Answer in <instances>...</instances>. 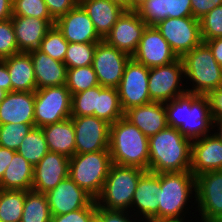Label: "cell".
<instances>
[{
  "instance_id": "1",
  "label": "cell",
  "mask_w": 222,
  "mask_h": 222,
  "mask_svg": "<svg viewBox=\"0 0 222 222\" xmlns=\"http://www.w3.org/2000/svg\"><path fill=\"white\" fill-rule=\"evenodd\" d=\"M167 123L186 138L195 140L212 134L213 119L206 95L186 92L165 103Z\"/></svg>"
},
{
  "instance_id": "2",
  "label": "cell",
  "mask_w": 222,
  "mask_h": 222,
  "mask_svg": "<svg viewBox=\"0 0 222 222\" xmlns=\"http://www.w3.org/2000/svg\"><path fill=\"white\" fill-rule=\"evenodd\" d=\"M149 170L153 173L190 171L192 140L167 127L149 137Z\"/></svg>"
},
{
  "instance_id": "3",
  "label": "cell",
  "mask_w": 222,
  "mask_h": 222,
  "mask_svg": "<svg viewBox=\"0 0 222 222\" xmlns=\"http://www.w3.org/2000/svg\"><path fill=\"white\" fill-rule=\"evenodd\" d=\"M192 197L196 198V181L190 171L160 173L158 218L169 222H186V213H190V217L196 213L189 212V209L196 208V199L190 201ZM191 202L192 208L188 204Z\"/></svg>"
},
{
  "instance_id": "4",
  "label": "cell",
  "mask_w": 222,
  "mask_h": 222,
  "mask_svg": "<svg viewBox=\"0 0 222 222\" xmlns=\"http://www.w3.org/2000/svg\"><path fill=\"white\" fill-rule=\"evenodd\" d=\"M149 138L124 116L110 124L109 151L112 163L149 170Z\"/></svg>"
},
{
  "instance_id": "5",
  "label": "cell",
  "mask_w": 222,
  "mask_h": 222,
  "mask_svg": "<svg viewBox=\"0 0 222 222\" xmlns=\"http://www.w3.org/2000/svg\"><path fill=\"white\" fill-rule=\"evenodd\" d=\"M181 59L184 65L185 84L192 82L189 85L190 88L186 87L188 93L207 95L222 85V66L217 63L210 48L204 42L194 47Z\"/></svg>"
},
{
  "instance_id": "6",
  "label": "cell",
  "mask_w": 222,
  "mask_h": 222,
  "mask_svg": "<svg viewBox=\"0 0 222 222\" xmlns=\"http://www.w3.org/2000/svg\"><path fill=\"white\" fill-rule=\"evenodd\" d=\"M144 169L112 163L102 192L95 199L99 207L129 211L140 176Z\"/></svg>"
},
{
  "instance_id": "7",
  "label": "cell",
  "mask_w": 222,
  "mask_h": 222,
  "mask_svg": "<svg viewBox=\"0 0 222 222\" xmlns=\"http://www.w3.org/2000/svg\"><path fill=\"white\" fill-rule=\"evenodd\" d=\"M111 165L109 150L74 154L69 158L68 176L96 199L102 192Z\"/></svg>"
},
{
  "instance_id": "8",
  "label": "cell",
  "mask_w": 222,
  "mask_h": 222,
  "mask_svg": "<svg viewBox=\"0 0 222 222\" xmlns=\"http://www.w3.org/2000/svg\"><path fill=\"white\" fill-rule=\"evenodd\" d=\"M72 96L66 85L35 91V127H45L71 117Z\"/></svg>"
},
{
  "instance_id": "9",
  "label": "cell",
  "mask_w": 222,
  "mask_h": 222,
  "mask_svg": "<svg viewBox=\"0 0 222 222\" xmlns=\"http://www.w3.org/2000/svg\"><path fill=\"white\" fill-rule=\"evenodd\" d=\"M184 81V65L181 58L167 65L150 68L148 77L150 100L166 103L185 94L188 86Z\"/></svg>"
},
{
  "instance_id": "10",
  "label": "cell",
  "mask_w": 222,
  "mask_h": 222,
  "mask_svg": "<svg viewBox=\"0 0 222 222\" xmlns=\"http://www.w3.org/2000/svg\"><path fill=\"white\" fill-rule=\"evenodd\" d=\"M178 58H182L203 41L200 22L193 17L166 18L155 25Z\"/></svg>"
},
{
  "instance_id": "11",
  "label": "cell",
  "mask_w": 222,
  "mask_h": 222,
  "mask_svg": "<svg viewBox=\"0 0 222 222\" xmlns=\"http://www.w3.org/2000/svg\"><path fill=\"white\" fill-rule=\"evenodd\" d=\"M196 209L200 221L222 222V170L202 173L195 177Z\"/></svg>"
},
{
  "instance_id": "12",
  "label": "cell",
  "mask_w": 222,
  "mask_h": 222,
  "mask_svg": "<svg viewBox=\"0 0 222 222\" xmlns=\"http://www.w3.org/2000/svg\"><path fill=\"white\" fill-rule=\"evenodd\" d=\"M149 68L135 61L132 57L126 63L122 79L117 87L123 111L129 108L148 104Z\"/></svg>"
},
{
  "instance_id": "13",
  "label": "cell",
  "mask_w": 222,
  "mask_h": 222,
  "mask_svg": "<svg viewBox=\"0 0 222 222\" xmlns=\"http://www.w3.org/2000/svg\"><path fill=\"white\" fill-rule=\"evenodd\" d=\"M75 154L109 150L110 124L96 116H71Z\"/></svg>"
},
{
  "instance_id": "14",
  "label": "cell",
  "mask_w": 222,
  "mask_h": 222,
  "mask_svg": "<svg viewBox=\"0 0 222 222\" xmlns=\"http://www.w3.org/2000/svg\"><path fill=\"white\" fill-rule=\"evenodd\" d=\"M130 58L129 54L109 45L105 40L98 42L92 66L99 85L117 88Z\"/></svg>"
},
{
  "instance_id": "15",
  "label": "cell",
  "mask_w": 222,
  "mask_h": 222,
  "mask_svg": "<svg viewBox=\"0 0 222 222\" xmlns=\"http://www.w3.org/2000/svg\"><path fill=\"white\" fill-rule=\"evenodd\" d=\"M147 26L137 11L125 10L104 40L132 57Z\"/></svg>"
},
{
  "instance_id": "16",
  "label": "cell",
  "mask_w": 222,
  "mask_h": 222,
  "mask_svg": "<svg viewBox=\"0 0 222 222\" xmlns=\"http://www.w3.org/2000/svg\"><path fill=\"white\" fill-rule=\"evenodd\" d=\"M132 58L149 69L170 64L178 59L155 26L146 27Z\"/></svg>"
},
{
  "instance_id": "17",
  "label": "cell",
  "mask_w": 222,
  "mask_h": 222,
  "mask_svg": "<svg viewBox=\"0 0 222 222\" xmlns=\"http://www.w3.org/2000/svg\"><path fill=\"white\" fill-rule=\"evenodd\" d=\"M51 216H58L88 207L95 199L69 176L45 193Z\"/></svg>"
},
{
  "instance_id": "18",
  "label": "cell",
  "mask_w": 222,
  "mask_h": 222,
  "mask_svg": "<svg viewBox=\"0 0 222 222\" xmlns=\"http://www.w3.org/2000/svg\"><path fill=\"white\" fill-rule=\"evenodd\" d=\"M54 25L69 43H98L103 40L80 4L56 19Z\"/></svg>"
},
{
  "instance_id": "19",
  "label": "cell",
  "mask_w": 222,
  "mask_h": 222,
  "mask_svg": "<svg viewBox=\"0 0 222 222\" xmlns=\"http://www.w3.org/2000/svg\"><path fill=\"white\" fill-rule=\"evenodd\" d=\"M69 158L49 151L34 167L32 190L47 193L68 177Z\"/></svg>"
},
{
  "instance_id": "20",
  "label": "cell",
  "mask_w": 222,
  "mask_h": 222,
  "mask_svg": "<svg viewBox=\"0 0 222 222\" xmlns=\"http://www.w3.org/2000/svg\"><path fill=\"white\" fill-rule=\"evenodd\" d=\"M159 188L160 173L145 171L139 178L129 211L140 220L158 218Z\"/></svg>"
},
{
  "instance_id": "21",
  "label": "cell",
  "mask_w": 222,
  "mask_h": 222,
  "mask_svg": "<svg viewBox=\"0 0 222 222\" xmlns=\"http://www.w3.org/2000/svg\"><path fill=\"white\" fill-rule=\"evenodd\" d=\"M222 170V142L212 133L192 140L190 172L202 173Z\"/></svg>"
},
{
  "instance_id": "22",
  "label": "cell",
  "mask_w": 222,
  "mask_h": 222,
  "mask_svg": "<svg viewBox=\"0 0 222 222\" xmlns=\"http://www.w3.org/2000/svg\"><path fill=\"white\" fill-rule=\"evenodd\" d=\"M13 29L19 52L38 49L47 31L55 24L54 19L12 16Z\"/></svg>"
},
{
  "instance_id": "23",
  "label": "cell",
  "mask_w": 222,
  "mask_h": 222,
  "mask_svg": "<svg viewBox=\"0 0 222 222\" xmlns=\"http://www.w3.org/2000/svg\"><path fill=\"white\" fill-rule=\"evenodd\" d=\"M124 117L137 126L148 138L168 127L165 103L150 102L129 108Z\"/></svg>"
},
{
  "instance_id": "24",
  "label": "cell",
  "mask_w": 222,
  "mask_h": 222,
  "mask_svg": "<svg viewBox=\"0 0 222 222\" xmlns=\"http://www.w3.org/2000/svg\"><path fill=\"white\" fill-rule=\"evenodd\" d=\"M35 92H8L0 103V125L35 123Z\"/></svg>"
},
{
  "instance_id": "25",
  "label": "cell",
  "mask_w": 222,
  "mask_h": 222,
  "mask_svg": "<svg viewBox=\"0 0 222 222\" xmlns=\"http://www.w3.org/2000/svg\"><path fill=\"white\" fill-rule=\"evenodd\" d=\"M136 11L148 26L166 18L192 17L191 0H147Z\"/></svg>"
},
{
  "instance_id": "26",
  "label": "cell",
  "mask_w": 222,
  "mask_h": 222,
  "mask_svg": "<svg viewBox=\"0 0 222 222\" xmlns=\"http://www.w3.org/2000/svg\"><path fill=\"white\" fill-rule=\"evenodd\" d=\"M33 62L37 89L66 84L67 67L38 49L29 51Z\"/></svg>"
},
{
  "instance_id": "27",
  "label": "cell",
  "mask_w": 222,
  "mask_h": 222,
  "mask_svg": "<svg viewBox=\"0 0 222 222\" xmlns=\"http://www.w3.org/2000/svg\"><path fill=\"white\" fill-rule=\"evenodd\" d=\"M92 20L96 32L104 40L125 9L110 0H79Z\"/></svg>"
},
{
  "instance_id": "28",
  "label": "cell",
  "mask_w": 222,
  "mask_h": 222,
  "mask_svg": "<svg viewBox=\"0 0 222 222\" xmlns=\"http://www.w3.org/2000/svg\"><path fill=\"white\" fill-rule=\"evenodd\" d=\"M3 60L10 75L12 91L35 92L37 90L33 62L29 52H19Z\"/></svg>"
},
{
  "instance_id": "29",
  "label": "cell",
  "mask_w": 222,
  "mask_h": 222,
  "mask_svg": "<svg viewBox=\"0 0 222 222\" xmlns=\"http://www.w3.org/2000/svg\"><path fill=\"white\" fill-rule=\"evenodd\" d=\"M49 151L71 158L75 154V131L71 117L42 127Z\"/></svg>"
},
{
  "instance_id": "30",
  "label": "cell",
  "mask_w": 222,
  "mask_h": 222,
  "mask_svg": "<svg viewBox=\"0 0 222 222\" xmlns=\"http://www.w3.org/2000/svg\"><path fill=\"white\" fill-rule=\"evenodd\" d=\"M33 172L34 167L16 152L0 180V189L32 190Z\"/></svg>"
},
{
  "instance_id": "31",
  "label": "cell",
  "mask_w": 222,
  "mask_h": 222,
  "mask_svg": "<svg viewBox=\"0 0 222 222\" xmlns=\"http://www.w3.org/2000/svg\"><path fill=\"white\" fill-rule=\"evenodd\" d=\"M94 116L109 124L124 116L117 88L98 85V111H94Z\"/></svg>"
},
{
  "instance_id": "32",
  "label": "cell",
  "mask_w": 222,
  "mask_h": 222,
  "mask_svg": "<svg viewBox=\"0 0 222 222\" xmlns=\"http://www.w3.org/2000/svg\"><path fill=\"white\" fill-rule=\"evenodd\" d=\"M33 167L49 152L45 135L40 127H33L22 140L17 151Z\"/></svg>"
},
{
  "instance_id": "33",
  "label": "cell",
  "mask_w": 222,
  "mask_h": 222,
  "mask_svg": "<svg viewBox=\"0 0 222 222\" xmlns=\"http://www.w3.org/2000/svg\"><path fill=\"white\" fill-rule=\"evenodd\" d=\"M51 217L46 195L33 190L26 191L20 222H50Z\"/></svg>"
},
{
  "instance_id": "34",
  "label": "cell",
  "mask_w": 222,
  "mask_h": 222,
  "mask_svg": "<svg viewBox=\"0 0 222 222\" xmlns=\"http://www.w3.org/2000/svg\"><path fill=\"white\" fill-rule=\"evenodd\" d=\"M26 191L0 189V222H20Z\"/></svg>"
},
{
  "instance_id": "35",
  "label": "cell",
  "mask_w": 222,
  "mask_h": 222,
  "mask_svg": "<svg viewBox=\"0 0 222 222\" xmlns=\"http://www.w3.org/2000/svg\"><path fill=\"white\" fill-rule=\"evenodd\" d=\"M66 87L71 96L81 91L96 87L99 85L96 73L92 65L67 68Z\"/></svg>"
},
{
  "instance_id": "36",
  "label": "cell",
  "mask_w": 222,
  "mask_h": 222,
  "mask_svg": "<svg viewBox=\"0 0 222 222\" xmlns=\"http://www.w3.org/2000/svg\"><path fill=\"white\" fill-rule=\"evenodd\" d=\"M97 43H69L64 58L67 68L92 65Z\"/></svg>"
},
{
  "instance_id": "37",
  "label": "cell",
  "mask_w": 222,
  "mask_h": 222,
  "mask_svg": "<svg viewBox=\"0 0 222 222\" xmlns=\"http://www.w3.org/2000/svg\"><path fill=\"white\" fill-rule=\"evenodd\" d=\"M69 42L64 38L58 28L53 25L41 41L38 50L51 58L64 63Z\"/></svg>"
},
{
  "instance_id": "38",
  "label": "cell",
  "mask_w": 222,
  "mask_h": 222,
  "mask_svg": "<svg viewBox=\"0 0 222 222\" xmlns=\"http://www.w3.org/2000/svg\"><path fill=\"white\" fill-rule=\"evenodd\" d=\"M35 123H7L0 125V147L17 151L19 145Z\"/></svg>"
},
{
  "instance_id": "39",
  "label": "cell",
  "mask_w": 222,
  "mask_h": 222,
  "mask_svg": "<svg viewBox=\"0 0 222 222\" xmlns=\"http://www.w3.org/2000/svg\"><path fill=\"white\" fill-rule=\"evenodd\" d=\"M98 111V86L72 95L71 116H94Z\"/></svg>"
},
{
  "instance_id": "40",
  "label": "cell",
  "mask_w": 222,
  "mask_h": 222,
  "mask_svg": "<svg viewBox=\"0 0 222 222\" xmlns=\"http://www.w3.org/2000/svg\"><path fill=\"white\" fill-rule=\"evenodd\" d=\"M200 22L202 41H208L222 37V5L214 8L204 15Z\"/></svg>"
},
{
  "instance_id": "41",
  "label": "cell",
  "mask_w": 222,
  "mask_h": 222,
  "mask_svg": "<svg viewBox=\"0 0 222 222\" xmlns=\"http://www.w3.org/2000/svg\"><path fill=\"white\" fill-rule=\"evenodd\" d=\"M12 16H26L39 19H53L44 0H14Z\"/></svg>"
},
{
  "instance_id": "42",
  "label": "cell",
  "mask_w": 222,
  "mask_h": 222,
  "mask_svg": "<svg viewBox=\"0 0 222 222\" xmlns=\"http://www.w3.org/2000/svg\"><path fill=\"white\" fill-rule=\"evenodd\" d=\"M19 53L11 18L0 21V60Z\"/></svg>"
},
{
  "instance_id": "43",
  "label": "cell",
  "mask_w": 222,
  "mask_h": 222,
  "mask_svg": "<svg viewBox=\"0 0 222 222\" xmlns=\"http://www.w3.org/2000/svg\"><path fill=\"white\" fill-rule=\"evenodd\" d=\"M50 222H96V200L86 208L52 216Z\"/></svg>"
},
{
  "instance_id": "44",
  "label": "cell",
  "mask_w": 222,
  "mask_h": 222,
  "mask_svg": "<svg viewBox=\"0 0 222 222\" xmlns=\"http://www.w3.org/2000/svg\"><path fill=\"white\" fill-rule=\"evenodd\" d=\"M97 222H140V219L132 215L130 211L109 210L99 207L96 203Z\"/></svg>"
},
{
  "instance_id": "45",
  "label": "cell",
  "mask_w": 222,
  "mask_h": 222,
  "mask_svg": "<svg viewBox=\"0 0 222 222\" xmlns=\"http://www.w3.org/2000/svg\"><path fill=\"white\" fill-rule=\"evenodd\" d=\"M51 17L56 20L79 4V0H44Z\"/></svg>"
},
{
  "instance_id": "46",
  "label": "cell",
  "mask_w": 222,
  "mask_h": 222,
  "mask_svg": "<svg viewBox=\"0 0 222 222\" xmlns=\"http://www.w3.org/2000/svg\"><path fill=\"white\" fill-rule=\"evenodd\" d=\"M219 5L222 0H191L192 17L199 20Z\"/></svg>"
},
{
  "instance_id": "47",
  "label": "cell",
  "mask_w": 222,
  "mask_h": 222,
  "mask_svg": "<svg viewBox=\"0 0 222 222\" xmlns=\"http://www.w3.org/2000/svg\"><path fill=\"white\" fill-rule=\"evenodd\" d=\"M212 119L222 118V85L207 95Z\"/></svg>"
},
{
  "instance_id": "48",
  "label": "cell",
  "mask_w": 222,
  "mask_h": 222,
  "mask_svg": "<svg viewBox=\"0 0 222 222\" xmlns=\"http://www.w3.org/2000/svg\"><path fill=\"white\" fill-rule=\"evenodd\" d=\"M203 42L210 48L217 63L222 66V37Z\"/></svg>"
},
{
  "instance_id": "49",
  "label": "cell",
  "mask_w": 222,
  "mask_h": 222,
  "mask_svg": "<svg viewBox=\"0 0 222 222\" xmlns=\"http://www.w3.org/2000/svg\"><path fill=\"white\" fill-rule=\"evenodd\" d=\"M16 151L0 147V180L2 179L7 166L10 164Z\"/></svg>"
},
{
  "instance_id": "50",
  "label": "cell",
  "mask_w": 222,
  "mask_h": 222,
  "mask_svg": "<svg viewBox=\"0 0 222 222\" xmlns=\"http://www.w3.org/2000/svg\"><path fill=\"white\" fill-rule=\"evenodd\" d=\"M0 88L7 93L12 92L10 75L4 60H0Z\"/></svg>"
},
{
  "instance_id": "51",
  "label": "cell",
  "mask_w": 222,
  "mask_h": 222,
  "mask_svg": "<svg viewBox=\"0 0 222 222\" xmlns=\"http://www.w3.org/2000/svg\"><path fill=\"white\" fill-rule=\"evenodd\" d=\"M12 6L11 0H0V21L8 20L12 17Z\"/></svg>"
},
{
  "instance_id": "52",
  "label": "cell",
  "mask_w": 222,
  "mask_h": 222,
  "mask_svg": "<svg viewBox=\"0 0 222 222\" xmlns=\"http://www.w3.org/2000/svg\"><path fill=\"white\" fill-rule=\"evenodd\" d=\"M212 128H213V130H212L213 132L212 133L222 142V118L213 119V126H212Z\"/></svg>"
},
{
  "instance_id": "53",
  "label": "cell",
  "mask_w": 222,
  "mask_h": 222,
  "mask_svg": "<svg viewBox=\"0 0 222 222\" xmlns=\"http://www.w3.org/2000/svg\"><path fill=\"white\" fill-rule=\"evenodd\" d=\"M147 0H129V10L136 11L141 7Z\"/></svg>"
},
{
  "instance_id": "54",
  "label": "cell",
  "mask_w": 222,
  "mask_h": 222,
  "mask_svg": "<svg viewBox=\"0 0 222 222\" xmlns=\"http://www.w3.org/2000/svg\"><path fill=\"white\" fill-rule=\"evenodd\" d=\"M110 1L116 3L125 10H129V0H110Z\"/></svg>"
},
{
  "instance_id": "55",
  "label": "cell",
  "mask_w": 222,
  "mask_h": 222,
  "mask_svg": "<svg viewBox=\"0 0 222 222\" xmlns=\"http://www.w3.org/2000/svg\"><path fill=\"white\" fill-rule=\"evenodd\" d=\"M140 222H169L168 220H165V219H160V218H145V221L144 219H141Z\"/></svg>"
},
{
  "instance_id": "56",
  "label": "cell",
  "mask_w": 222,
  "mask_h": 222,
  "mask_svg": "<svg viewBox=\"0 0 222 222\" xmlns=\"http://www.w3.org/2000/svg\"><path fill=\"white\" fill-rule=\"evenodd\" d=\"M7 92L0 88V103L5 98Z\"/></svg>"
}]
</instances>
